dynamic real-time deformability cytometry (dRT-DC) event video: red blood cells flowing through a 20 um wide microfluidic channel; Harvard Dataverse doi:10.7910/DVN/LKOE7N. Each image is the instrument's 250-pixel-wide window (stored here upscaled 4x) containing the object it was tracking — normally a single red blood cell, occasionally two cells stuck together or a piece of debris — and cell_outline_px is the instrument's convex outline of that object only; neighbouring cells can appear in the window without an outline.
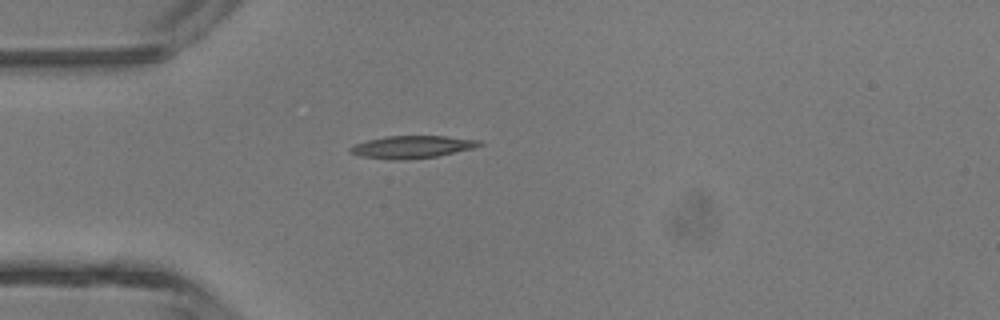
{"species": "common noctule bat (a hibernating species)", "species_latin": "Nyctalus noctula", "temperature_condition": "room temperature", "stored_images_in_passage": 5, "camera_frame_rate_fps": 3000, "um_per_image_px": 0.085, "animal": {"sex": "male", "body_mass_g": 13.3}, "frame": {"image": 1, "passage_image": 5, "time_ms": 1.333, "image_size_px": [1000, 320], "cell_outline_px": [[484, 144], [472, 148], [436, 156], [400, 160], [392, 160], [360, 156], [348, 152], [348, 148], [356, 144], [368, 140], [384, 136], [444, 136], [480, 140]], "centroid_in_image_um": [34.98, 12.48], "position_along_channel_um": 50.0, "area_um2": 16.76}}